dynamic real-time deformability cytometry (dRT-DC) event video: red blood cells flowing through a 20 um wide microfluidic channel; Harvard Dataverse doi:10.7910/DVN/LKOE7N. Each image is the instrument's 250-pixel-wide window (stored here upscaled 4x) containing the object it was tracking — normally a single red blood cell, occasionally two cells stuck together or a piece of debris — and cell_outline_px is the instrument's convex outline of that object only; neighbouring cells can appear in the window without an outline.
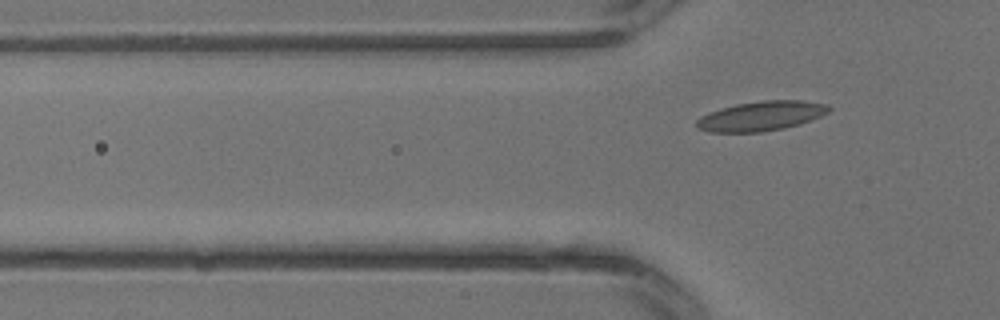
{"species": "common noctule bat (a hibernating species)", "species_latin": "Nyctalus noctula", "temperature_condition": "warm", "stored_images_in_passage": 3, "camera_frame_rate_fps": 3000, "um_per_image_px": 0.085, "animal": {"sex": "male", "body_mass_g": 13.3}, "frame": {"image": 1, "passage_image": 3, "time_ms": 0.667, "image_size_px": [1000, 320], "cell_outline_px": [[832, 108], [828, 112], [820, 116], [800, 124], [784, 128], [760, 132], [708, 132], [696, 128], [696, 120], [700, 116], [720, 108], [736, 104], [764, 100], [800, 100], [828, 104]], "centroid_in_image_um": [64.68, 9.86], "position_along_channel_um": 61.1, "area_um2": 22.89}}